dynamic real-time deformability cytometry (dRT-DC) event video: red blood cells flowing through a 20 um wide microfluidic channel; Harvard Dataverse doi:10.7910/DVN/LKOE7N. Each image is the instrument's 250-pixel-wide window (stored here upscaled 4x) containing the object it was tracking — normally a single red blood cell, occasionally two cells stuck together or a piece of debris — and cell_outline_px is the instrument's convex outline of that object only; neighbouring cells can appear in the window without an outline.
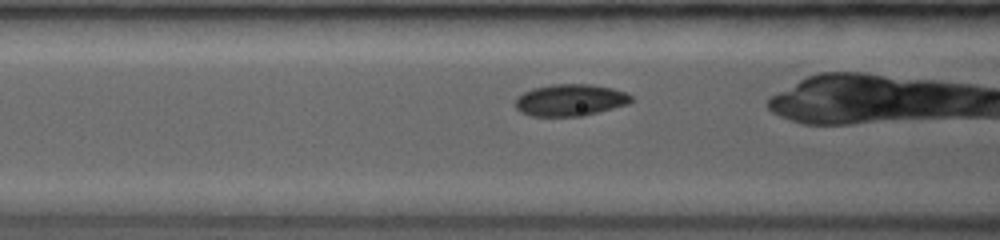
{"species": "common noctule bat (a hibernating species)", "species_latin": "Nyctalus noctula", "temperature_condition": "room temperature", "stored_images_in_passage": 19, "camera_frame_rate_fps": 3500, "um_per_image_px": 0.085, "animal": {"sex": "female", "body_mass_g": 19.0, "forearm_length_mm": 53.3}, "frame": {"image": 1, "passage_image": 5, "time_ms": 0.571, "image_size_px": [1000, 240], "cell_outline_px": [[632, 100], [624, 104], [596, 112], [580, 116], [532, 116], [520, 112], [516, 108], [516, 100], [524, 92], [536, 88], [552, 84], [592, 84], [612, 88], [624, 92], [632, 96]], "centroid_in_image_um": [48.44, 8.5], "position_along_channel_um": 118.2, "area_um2": 20.98}}
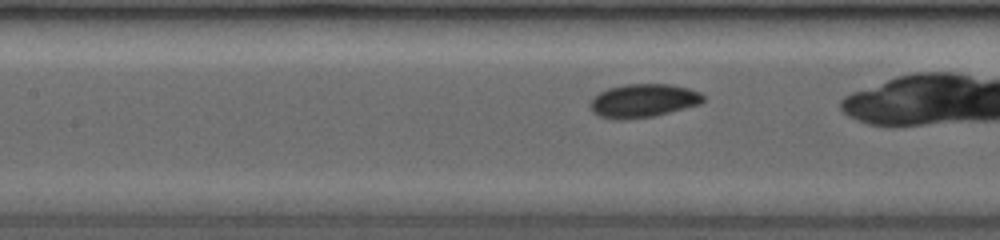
{"frame": {"image": 2, "passage_image": 13, "time_ms": 1.429, "image_size_px": [1000, 240], "cell_outline_px": [[704, 100], [700, 104], [652, 116], [620, 120], [600, 116], [592, 108], [592, 100], [600, 92], [608, 88], [624, 84], [672, 84], [688, 88], [700, 92], [704, 96]], "centroid_in_image_um": [54.72, 8.54], "position_along_channel_um": 152.7, "area_um2": 21.62}}